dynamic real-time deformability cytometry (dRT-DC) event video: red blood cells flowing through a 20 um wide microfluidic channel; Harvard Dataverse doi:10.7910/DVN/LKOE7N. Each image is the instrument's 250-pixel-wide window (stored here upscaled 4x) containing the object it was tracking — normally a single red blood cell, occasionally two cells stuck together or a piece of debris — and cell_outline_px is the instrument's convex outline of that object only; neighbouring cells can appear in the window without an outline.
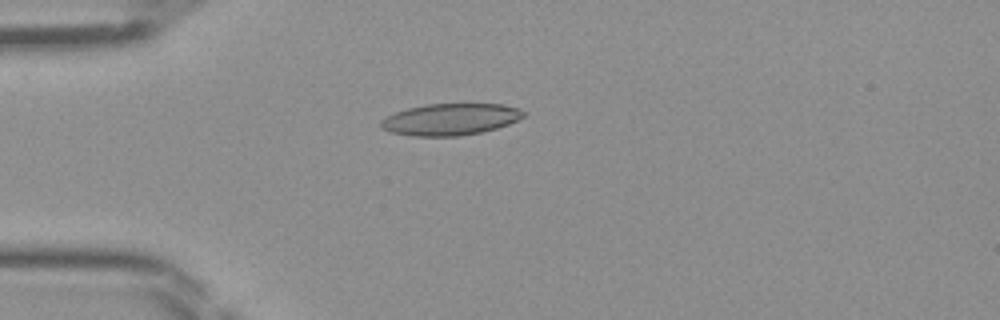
{"species": "Egyptian fruit bat (a non-hibernating species)", "species_latin": "Rousettus aegyptiacus", "temperature_condition": "room temperature", "stored_images_in_passage": 46, "camera_frame_rate_fps": 3000, "um_per_image_px": 0.085, "frame": {"image": 1, "passage_image": 12, "time_ms": 3.667, "image_size_px": [1000, 320], "cell_outline_px": [[524, 116], [508, 124], [496, 128], [480, 132], [460, 136], [412, 136], [388, 132], [380, 128], [380, 120], [396, 112], [408, 108], [428, 104], [504, 104], [516, 108], [524, 112]], "centroid_in_image_um": [38.23, 10.15], "position_along_channel_um": 46.8, "area_um2": 26.18}}
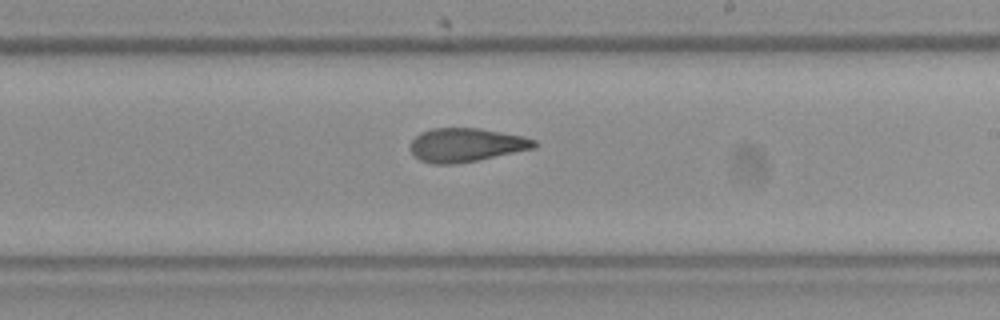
{"frame": {"image": 2, "passage_image": 27, "time_ms": 8.667, "image_size_px": [1000, 320], "cell_outline_px": [[536, 144], [532, 148], [476, 160], [452, 164], [432, 164], [420, 160], [408, 148], [408, 144], [420, 132], [432, 128], [480, 128], [524, 136], [536, 140]], "centroid_in_image_um": [39.55, 12.3], "position_along_channel_um": 249.4, "area_um2": 24.16}}
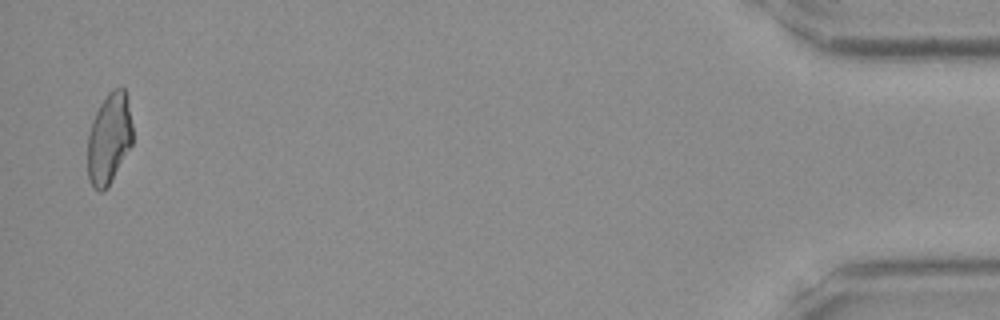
{"frame": {"image": 3, "passage_image": 45, "time_ms": 14.667, "image_size_px": [1000, 320], "cell_outline_px": [[132, 144], [108, 188], [104, 192], [100, 192], [88, 180], [88, 136], [92, 120], [100, 104], [108, 92], [112, 88], [120, 84], [124, 88], [128, 96], [132, 124]], "centroid_in_image_um": [9.29, 11.74], "position_along_channel_um": 425.9, "area_um2": 24.22}}